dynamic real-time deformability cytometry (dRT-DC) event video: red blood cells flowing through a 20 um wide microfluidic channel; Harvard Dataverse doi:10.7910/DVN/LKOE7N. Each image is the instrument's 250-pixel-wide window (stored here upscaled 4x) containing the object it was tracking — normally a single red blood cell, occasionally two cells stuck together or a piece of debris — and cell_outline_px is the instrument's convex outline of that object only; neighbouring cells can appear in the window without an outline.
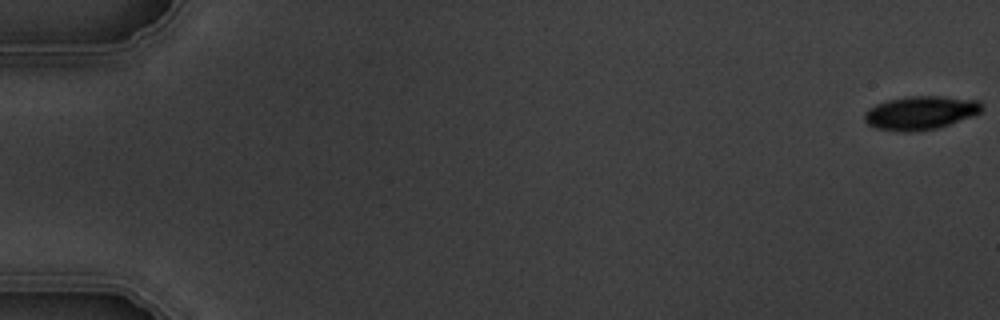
{"species": "common noctule bat (a hibernating species)", "species_latin": "Nyctalus noctula", "temperature_condition": "warm", "stored_images_in_passage": 4, "camera_frame_rate_fps": 3000, "um_per_image_px": 0.085, "animal": {"sex": "male", "body_mass_g": 19.5, "forearm_length_mm": 54.6}, "frame": {"image": 1, "passage_image": 1, "time_ms": 0.0, "image_size_px": [1000, 320], "cell_outline_px": [[980, 112], [972, 116], [936, 128], [908, 132], [904, 132], [876, 128], [868, 124], [864, 120], [864, 112], [868, 108], [876, 104], [888, 100], [908, 96], [940, 96], [980, 100]], "centroid_in_image_um": [78.19, 9.58], "position_along_channel_um": 6.8, "area_um2": 22.72}}